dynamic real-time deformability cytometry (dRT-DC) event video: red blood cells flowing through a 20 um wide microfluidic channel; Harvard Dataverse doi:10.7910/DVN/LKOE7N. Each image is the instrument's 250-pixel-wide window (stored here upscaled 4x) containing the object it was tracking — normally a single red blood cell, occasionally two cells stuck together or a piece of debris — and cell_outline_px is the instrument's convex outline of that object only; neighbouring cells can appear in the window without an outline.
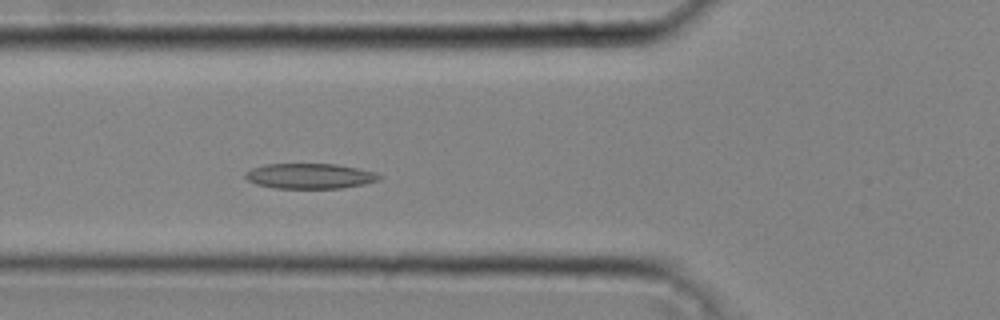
{"species": "common noctule bat (a hibernating species)", "species_latin": "Nyctalus noctula", "temperature_condition": "cold", "stored_images_in_passage": 34, "camera_frame_rate_fps": 3000, "um_per_image_px": 0.085, "animal": {"sex": "male", "body_mass_g": 20.4}, "frame": {"image": 1, "passage_image": 7, "time_ms": 2.0, "image_size_px": [1000, 320], "cell_outline_px": [[380, 180], [364, 184], [344, 188], [272, 188], [256, 184], [248, 180], [244, 176], [244, 172], [252, 168], [264, 164], [336, 164], [376, 172], [380, 176]], "centroid_in_image_um": [26.31, 14.96], "position_along_channel_um": 99.5, "area_um2": 19.77}}
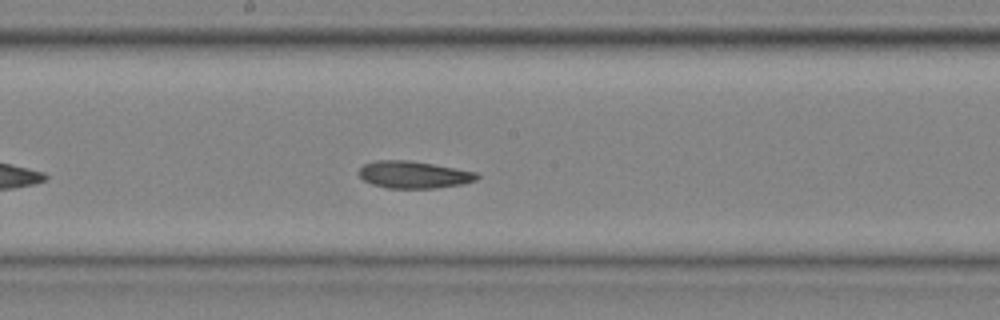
{"frame": {"image": 2, "passage_image": 15, "time_ms": 4.667, "image_size_px": [1000, 320], "cell_outline_px": [[480, 176], [476, 180], [460, 184], [436, 188], [388, 188], [372, 184], [364, 180], [356, 172], [364, 164], [376, 160], [408, 160], [432, 164], [476, 172]], "centroid_in_image_um": [35.12, 14.84], "position_along_channel_um": 213.1, "area_um2": 18.55}}
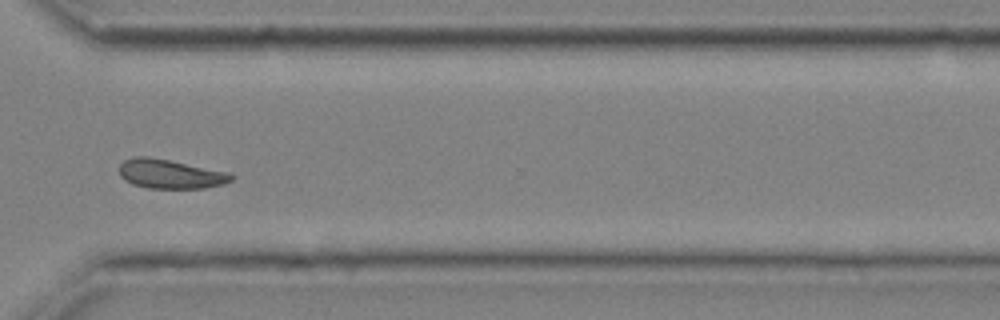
{"frame": {"image": 3, "passage_image": 25, "time_ms": 8.0, "image_size_px": [1000, 320], "cell_outline_px": [[236, 176], [232, 180], [224, 184], [204, 188], [148, 188], [132, 184], [124, 180], [120, 176], [120, 164], [124, 160], [132, 156], [148, 156], [168, 160], [224, 172]], "centroid_in_image_um": [14.42, 14.79], "position_along_channel_um": 356.2, "area_um2": 18.84}}